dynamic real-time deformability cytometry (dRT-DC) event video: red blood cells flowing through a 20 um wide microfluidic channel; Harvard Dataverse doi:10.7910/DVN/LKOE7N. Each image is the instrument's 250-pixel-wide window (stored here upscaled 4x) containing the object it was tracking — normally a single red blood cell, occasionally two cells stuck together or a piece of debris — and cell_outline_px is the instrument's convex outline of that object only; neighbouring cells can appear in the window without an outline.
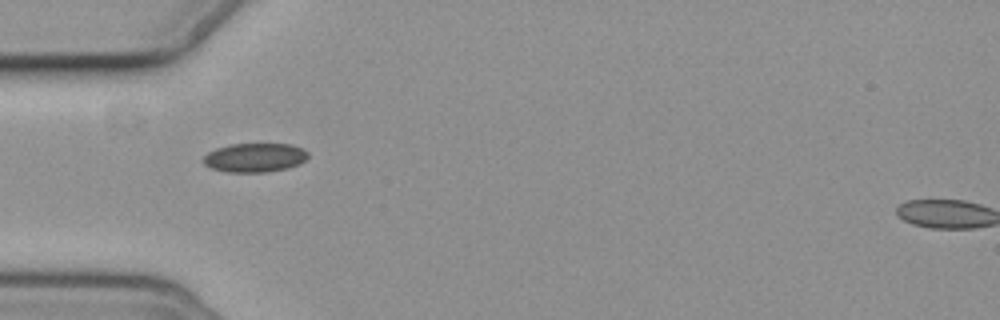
{"species": "common noctule bat (a hibernating species)", "species_latin": "Nyctalus noctula", "temperature_condition": "cold", "stored_images_in_passage": 4, "camera_frame_rate_fps": 3000, "um_per_image_px": 0.085, "animal": {"sex": "female", "body_mass_g": 19.3, "forearm_length_mm": 54.1}, "frame": {"image": 1, "passage_image": 3, "time_ms": 2.333, "image_size_px": [1000, 320], "cell_outline_px": [[308, 156], [300, 164], [288, 168], [268, 172], [228, 172], [212, 168], [204, 164], [204, 156], [208, 152], [216, 148], [228, 144], [292, 144], [308, 152]], "centroid_in_image_um": [21.66, 13.39], "position_along_channel_um": 63.3, "area_um2": 17.69}}
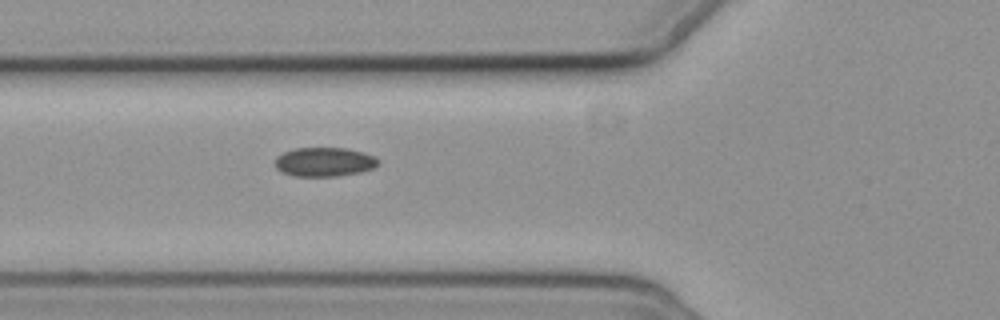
{"frame": {"image": 2, "passage_image": 4, "time_ms": 3.333, "image_size_px": [1000, 320], "cell_outline_px": [[380, 164], [372, 168], [360, 172], [336, 176], [296, 176], [280, 172], [276, 168], [276, 156], [284, 152], [296, 148], [348, 148], [364, 152], [376, 156], [380, 160]], "centroid_in_image_um": [27.6, 13.76], "position_along_channel_um": 98.2, "area_um2": 17.63}}